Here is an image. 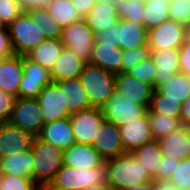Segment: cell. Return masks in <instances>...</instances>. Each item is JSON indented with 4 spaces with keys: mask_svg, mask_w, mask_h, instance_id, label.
Returning a JSON list of instances; mask_svg holds the SVG:
<instances>
[{
    "mask_svg": "<svg viewBox=\"0 0 190 190\" xmlns=\"http://www.w3.org/2000/svg\"><path fill=\"white\" fill-rule=\"evenodd\" d=\"M107 184L113 190H124L138 184L154 183L153 178L143 168L132 153L105 160Z\"/></svg>",
    "mask_w": 190,
    "mask_h": 190,
    "instance_id": "obj_1",
    "label": "cell"
},
{
    "mask_svg": "<svg viewBox=\"0 0 190 190\" xmlns=\"http://www.w3.org/2000/svg\"><path fill=\"white\" fill-rule=\"evenodd\" d=\"M107 184L105 161L92 169L73 168L62 165L47 190H83L89 186Z\"/></svg>",
    "mask_w": 190,
    "mask_h": 190,
    "instance_id": "obj_2",
    "label": "cell"
},
{
    "mask_svg": "<svg viewBox=\"0 0 190 190\" xmlns=\"http://www.w3.org/2000/svg\"><path fill=\"white\" fill-rule=\"evenodd\" d=\"M79 80L93 107L102 108L116 90V74L87 63Z\"/></svg>",
    "mask_w": 190,
    "mask_h": 190,
    "instance_id": "obj_3",
    "label": "cell"
},
{
    "mask_svg": "<svg viewBox=\"0 0 190 190\" xmlns=\"http://www.w3.org/2000/svg\"><path fill=\"white\" fill-rule=\"evenodd\" d=\"M34 154V182L46 188L63 165L64 151L55 145L34 138L31 148Z\"/></svg>",
    "mask_w": 190,
    "mask_h": 190,
    "instance_id": "obj_4",
    "label": "cell"
},
{
    "mask_svg": "<svg viewBox=\"0 0 190 190\" xmlns=\"http://www.w3.org/2000/svg\"><path fill=\"white\" fill-rule=\"evenodd\" d=\"M7 28L13 50L21 56H25L46 39L42 25L34 22L28 13H22Z\"/></svg>",
    "mask_w": 190,
    "mask_h": 190,
    "instance_id": "obj_5",
    "label": "cell"
},
{
    "mask_svg": "<svg viewBox=\"0 0 190 190\" xmlns=\"http://www.w3.org/2000/svg\"><path fill=\"white\" fill-rule=\"evenodd\" d=\"M105 121L118 127L142 119L148 112L146 106L137 104L116 90L102 107Z\"/></svg>",
    "mask_w": 190,
    "mask_h": 190,
    "instance_id": "obj_6",
    "label": "cell"
},
{
    "mask_svg": "<svg viewBox=\"0 0 190 190\" xmlns=\"http://www.w3.org/2000/svg\"><path fill=\"white\" fill-rule=\"evenodd\" d=\"M94 41L95 34L84 18L62 28L60 42L87 63H89Z\"/></svg>",
    "mask_w": 190,
    "mask_h": 190,
    "instance_id": "obj_7",
    "label": "cell"
},
{
    "mask_svg": "<svg viewBox=\"0 0 190 190\" xmlns=\"http://www.w3.org/2000/svg\"><path fill=\"white\" fill-rule=\"evenodd\" d=\"M8 122L37 137L44 126V119L37 98L16 97Z\"/></svg>",
    "mask_w": 190,
    "mask_h": 190,
    "instance_id": "obj_8",
    "label": "cell"
},
{
    "mask_svg": "<svg viewBox=\"0 0 190 190\" xmlns=\"http://www.w3.org/2000/svg\"><path fill=\"white\" fill-rule=\"evenodd\" d=\"M22 65L24 73L18 89V97L37 98L47 85L53 83L50 70L26 56H22Z\"/></svg>",
    "mask_w": 190,
    "mask_h": 190,
    "instance_id": "obj_9",
    "label": "cell"
},
{
    "mask_svg": "<svg viewBox=\"0 0 190 190\" xmlns=\"http://www.w3.org/2000/svg\"><path fill=\"white\" fill-rule=\"evenodd\" d=\"M76 143L92 145L99 128L105 121L102 108L92 107L69 116Z\"/></svg>",
    "mask_w": 190,
    "mask_h": 190,
    "instance_id": "obj_10",
    "label": "cell"
},
{
    "mask_svg": "<svg viewBox=\"0 0 190 190\" xmlns=\"http://www.w3.org/2000/svg\"><path fill=\"white\" fill-rule=\"evenodd\" d=\"M184 42V25L167 19L148 31L147 46L151 51L179 49Z\"/></svg>",
    "mask_w": 190,
    "mask_h": 190,
    "instance_id": "obj_11",
    "label": "cell"
},
{
    "mask_svg": "<svg viewBox=\"0 0 190 190\" xmlns=\"http://www.w3.org/2000/svg\"><path fill=\"white\" fill-rule=\"evenodd\" d=\"M35 136L9 122L0 123V159L30 150Z\"/></svg>",
    "mask_w": 190,
    "mask_h": 190,
    "instance_id": "obj_12",
    "label": "cell"
},
{
    "mask_svg": "<svg viewBox=\"0 0 190 190\" xmlns=\"http://www.w3.org/2000/svg\"><path fill=\"white\" fill-rule=\"evenodd\" d=\"M104 159L122 156L125 151L122 147L119 127L104 121L91 145Z\"/></svg>",
    "mask_w": 190,
    "mask_h": 190,
    "instance_id": "obj_13",
    "label": "cell"
},
{
    "mask_svg": "<svg viewBox=\"0 0 190 190\" xmlns=\"http://www.w3.org/2000/svg\"><path fill=\"white\" fill-rule=\"evenodd\" d=\"M37 100L40 104L44 124L70 116L63 108L62 92L56 82L47 85L38 95Z\"/></svg>",
    "mask_w": 190,
    "mask_h": 190,
    "instance_id": "obj_14",
    "label": "cell"
},
{
    "mask_svg": "<svg viewBox=\"0 0 190 190\" xmlns=\"http://www.w3.org/2000/svg\"><path fill=\"white\" fill-rule=\"evenodd\" d=\"M62 92L63 108L69 113H76L92 108V104L78 78L56 82Z\"/></svg>",
    "mask_w": 190,
    "mask_h": 190,
    "instance_id": "obj_15",
    "label": "cell"
},
{
    "mask_svg": "<svg viewBox=\"0 0 190 190\" xmlns=\"http://www.w3.org/2000/svg\"><path fill=\"white\" fill-rule=\"evenodd\" d=\"M119 130L125 153H132L146 142L153 140L147 114L138 121L120 126Z\"/></svg>",
    "mask_w": 190,
    "mask_h": 190,
    "instance_id": "obj_16",
    "label": "cell"
},
{
    "mask_svg": "<svg viewBox=\"0 0 190 190\" xmlns=\"http://www.w3.org/2000/svg\"><path fill=\"white\" fill-rule=\"evenodd\" d=\"M37 137L63 151L76 143L69 117L44 124Z\"/></svg>",
    "mask_w": 190,
    "mask_h": 190,
    "instance_id": "obj_17",
    "label": "cell"
},
{
    "mask_svg": "<svg viewBox=\"0 0 190 190\" xmlns=\"http://www.w3.org/2000/svg\"><path fill=\"white\" fill-rule=\"evenodd\" d=\"M153 90L151 86L140 82L139 79L126 72L116 74V91L137 104L149 108Z\"/></svg>",
    "mask_w": 190,
    "mask_h": 190,
    "instance_id": "obj_18",
    "label": "cell"
},
{
    "mask_svg": "<svg viewBox=\"0 0 190 190\" xmlns=\"http://www.w3.org/2000/svg\"><path fill=\"white\" fill-rule=\"evenodd\" d=\"M150 57L157 68L155 89L166 83L171 77L180 73L179 49L151 51Z\"/></svg>",
    "mask_w": 190,
    "mask_h": 190,
    "instance_id": "obj_19",
    "label": "cell"
},
{
    "mask_svg": "<svg viewBox=\"0 0 190 190\" xmlns=\"http://www.w3.org/2000/svg\"><path fill=\"white\" fill-rule=\"evenodd\" d=\"M158 142L163 156L176 160L190 158V127L182 126Z\"/></svg>",
    "mask_w": 190,
    "mask_h": 190,
    "instance_id": "obj_20",
    "label": "cell"
},
{
    "mask_svg": "<svg viewBox=\"0 0 190 190\" xmlns=\"http://www.w3.org/2000/svg\"><path fill=\"white\" fill-rule=\"evenodd\" d=\"M105 160L88 144L75 143L63 153V165L84 170L101 165Z\"/></svg>",
    "mask_w": 190,
    "mask_h": 190,
    "instance_id": "obj_21",
    "label": "cell"
},
{
    "mask_svg": "<svg viewBox=\"0 0 190 190\" xmlns=\"http://www.w3.org/2000/svg\"><path fill=\"white\" fill-rule=\"evenodd\" d=\"M123 50L114 44L94 41L89 63L115 74L122 72Z\"/></svg>",
    "mask_w": 190,
    "mask_h": 190,
    "instance_id": "obj_22",
    "label": "cell"
},
{
    "mask_svg": "<svg viewBox=\"0 0 190 190\" xmlns=\"http://www.w3.org/2000/svg\"><path fill=\"white\" fill-rule=\"evenodd\" d=\"M23 73L21 55L15 54L0 59V90L18 97V89Z\"/></svg>",
    "mask_w": 190,
    "mask_h": 190,
    "instance_id": "obj_23",
    "label": "cell"
},
{
    "mask_svg": "<svg viewBox=\"0 0 190 190\" xmlns=\"http://www.w3.org/2000/svg\"><path fill=\"white\" fill-rule=\"evenodd\" d=\"M148 30L143 24L119 19V31H117V41L122 50H134L147 46Z\"/></svg>",
    "mask_w": 190,
    "mask_h": 190,
    "instance_id": "obj_24",
    "label": "cell"
},
{
    "mask_svg": "<svg viewBox=\"0 0 190 190\" xmlns=\"http://www.w3.org/2000/svg\"><path fill=\"white\" fill-rule=\"evenodd\" d=\"M86 61L77 57L71 50L63 47L60 57L50 70L53 82L78 78L84 69Z\"/></svg>",
    "mask_w": 190,
    "mask_h": 190,
    "instance_id": "obj_25",
    "label": "cell"
},
{
    "mask_svg": "<svg viewBox=\"0 0 190 190\" xmlns=\"http://www.w3.org/2000/svg\"><path fill=\"white\" fill-rule=\"evenodd\" d=\"M34 154L32 150L20 152L8 158L0 159L2 175H14L34 180Z\"/></svg>",
    "mask_w": 190,
    "mask_h": 190,
    "instance_id": "obj_26",
    "label": "cell"
},
{
    "mask_svg": "<svg viewBox=\"0 0 190 190\" xmlns=\"http://www.w3.org/2000/svg\"><path fill=\"white\" fill-rule=\"evenodd\" d=\"M94 34L119 21L115 4L97 2L84 18Z\"/></svg>",
    "mask_w": 190,
    "mask_h": 190,
    "instance_id": "obj_27",
    "label": "cell"
},
{
    "mask_svg": "<svg viewBox=\"0 0 190 190\" xmlns=\"http://www.w3.org/2000/svg\"><path fill=\"white\" fill-rule=\"evenodd\" d=\"M63 47L60 39L46 38L25 56L42 67L51 70L56 60L60 57Z\"/></svg>",
    "mask_w": 190,
    "mask_h": 190,
    "instance_id": "obj_28",
    "label": "cell"
},
{
    "mask_svg": "<svg viewBox=\"0 0 190 190\" xmlns=\"http://www.w3.org/2000/svg\"><path fill=\"white\" fill-rule=\"evenodd\" d=\"M147 173L157 181V168L161 164L162 151L158 140H151L132 152Z\"/></svg>",
    "mask_w": 190,
    "mask_h": 190,
    "instance_id": "obj_29",
    "label": "cell"
},
{
    "mask_svg": "<svg viewBox=\"0 0 190 190\" xmlns=\"http://www.w3.org/2000/svg\"><path fill=\"white\" fill-rule=\"evenodd\" d=\"M170 0H147L144 6L143 25L149 31L169 19Z\"/></svg>",
    "mask_w": 190,
    "mask_h": 190,
    "instance_id": "obj_30",
    "label": "cell"
},
{
    "mask_svg": "<svg viewBox=\"0 0 190 190\" xmlns=\"http://www.w3.org/2000/svg\"><path fill=\"white\" fill-rule=\"evenodd\" d=\"M164 98L178 99L181 103L190 95V77L177 73L158 88Z\"/></svg>",
    "mask_w": 190,
    "mask_h": 190,
    "instance_id": "obj_31",
    "label": "cell"
},
{
    "mask_svg": "<svg viewBox=\"0 0 190 190\" xmlns=\"http://www.w3.org/2000/svg\"><path fill=\"white\" fill-rule=\"evenodd\" d=\"M47 11L62 28L82 19L72 0H54Z\"/></svg>",
    "mask_w": 190,
    "mask_h": 190,
    "instance_id": "obj_32",
    "label": "cell"
},
{
    "mask_svg": "<svg viewBox=\"0 0 190 190\" xmlns=\"http://www.w3.org/2000/svg\"><path fill=\"white\" fill-rule=\"evenodd\" d=\"M147 116L155 140H160L183 126L177 117H167L158 113H147Z\"/></svg>",
    "mask_w": 190,
    "mask_h": 190,
    "instance_id": "obj_33",
    "label": "cell"
},
{
    "mask_svg": "<svg viewBox=\"0 0 190 190\" xmlns=\"http://www.w3.org/2000/svg\"><path fill=\"white\" fill-rule=\"evenodd\" d=\"M181 112V102L178 99L164 98L158 90H153L151 104L147 113H158L167 117L179 118Z\"/></svg>",
    "mask_w": 190,
    "mask_h": 190,
    "instance_id": "obj_34",
    "label": "cell"
},
{
    "mask_svg": "<svg viewBox=\"0 0 190 190\" xmlns=\"http://www.w3.org/2000/svg\"><path fill=\"white\" fill-rule=\"evenodd\" d=\"M28 15L34 22L42 25L45 38L60 39L62 27L50 16L47 10H30Z\"/></svg>",
    "mask_w": 190,
    "mask_h": 190,
    "instance_id": "obj_35",
    "label": "cell"
},
{
    "mask_svg": "<svg viewBox=\"0 0 190 190\" xmlns=\"http://www.w3.org/2000/svg\"><path fill=\"white\" fill-rule=\"evenodd\" d=\"M144 0H125L115 4L119 19L143 24Z\"/></svg>",
    "mask_w": 190,
    "mask_h": 190,
    "instance_id": "obj_36",
    "label": "cell"
},
{
    "mask_svg": "<svg viewBox=\"0 0 190 190\" xmlns=\"http://www.w3.org/2000/svg\"><path fill=\"white\" fill-rule=\"evenodd\" d=\"M157 68L151 57L143 60L139 64H135L133 68L126 73L139 79L140 82L148 84L155 90V78Z\"/></svg>",
    "mask_w": 190,
    "mask_h": 190,
    "instance_id": "obj_37",
    "label": "cell"
},
{
    "mask_svg": "<svg viewBox=\"0 0 190 190\" xmlns=\"http://www.w3.org/2000/svg\"><path fill=\"white\" fill-rule=\"evenodd\" d=\"M39 188L32 178L14 175L0 176V190H38Z\"/></svg>",
    "mask_w": 190,
    "mask_h": 190,
    "instance_id": "obj_38",
    "label": "cell"
},
{
    "mask_svg": "<svg viewBox=\"0 0 190 190\" xmlns=\"http://www.w3.org/2000/svg\"><path fill=\"white\" fill-rule=\"evenodd\" d=\"M167 182L181 190L190 188V158L180 160L179 166L174 169L172 176Z\"/></svg>",
    "mask_w": 190,
    "mask_h": 190,
    "instance_id": "obj_39",
    "label": "cell"
},
{
    "mask_svg": "<svg viewBox=\"0 0 190 190\" xmlns=\"http://www.w3.org/2000/svg\"><path fill=\"white\" fill-rule=\"evenodd\" d=\"M169 19L184 26L190 23V0H170Z\"/></svg>",
    "mask_w": 190,
    "mask_h": 190,
    "instance_id": "obj_40",
    "label": "cell"
},
{
    "mask_svg": "<svg viewBox=\"0 0 190 190\" xmlns=\"http://www.w3.org/2000/svg\"><path fill=\"white\" fill-rule=\"evenodd\" d=\"M150 52L148 46H142L134 50H123L122 72L131 70L135 64H139L150 57Z\"/></svg>",
    "mask_w": 190,
    "mask_h": 190,
    "instance_id": "obj_41",
    "label": "cell"
},
{
    "mask_svg": "<svg viewBox=\"0 0 190 190\" xmlns=\"http://www.w3.org/2000/svg\"><path fill=\"white\" fill-rule=\"evenodd\" d=\"M22 13L17 0H0V20L5 26L12 23Z\"/></svg>",
    "mask_w": 190,
    "mask_h": 190,
    "instance_id": "obj_42",
    "label": "cell"
},
{
    "mask_svg": "<svg viewBox=\"0 0 190 190\" xmlns=\"http://www.w3.org/2000/svg\"><path fill=\"white\" fill-rule=\"evenodd\" d=\"M180 164V160L162 156L161 164L157 168V181H167Z\"/></svg>",
    "mask_w": 190,
    "mask_h": 190,
    "instance_id": "obj_43",
    "label": "cell"
},
{
    "mask_svg": "<svg viewBox=\"0 0 190 190\" xmlns=\"http://www.w3.org/2000/svg\"><path fill=\"white\" fill-rule=\"evenodd\" d=\"M16 97L0 90V123L8 122Z\"/></svg>",
    "mask_w": 190,
    "mask_h": 190,
    "instance_id": "obj_44",
    "label": "cell"
},
{
    "mask_svg": "<svg viewBox=\"0 0 190 190\" xmlns=\"http://www.w3.org/2000/svg\"><path fill=\"white\" fill-rule=\"evenodd\" d=\"M117 31H119V21L114 23L108 29L95 33V42L114 44V47H119V41H117Z\"/></svg>",
    "mask_w": 190,
    "mask_h": 190,
    "instance_id": "obj_45",
    "label": "cell"
},
{
    "mask_svg": "<svg viewBox=\"0 0 190 190\" xmlns=\"http://www.w3.org/2000/svg\"><path fill=\"white\" fill-rule=\"evenodd\" d=\"M15 55L7 26L0 30V59Z\"/></svg>",
    "mask_w": 190,
    "mask_h": 190,
    "instance_id": "obj_46",
    "label": "cell"
},
{
    "mask_svg": "<svg viewBox=\"0 0 190 190\" xmlns=\"http://www.w3.org/2000/svg\"><path fill=\"white\" fill-rule=\"evenodd\" d=\"M54 0H17L23 13H28L30 10L41 9L48 10Z\"/></svg>",
    "mask_w": 190,
    "mask_h": 190,
    "instance_id": "obj_47",
    "label": "cell"
},
{
    "mask_svg": "<svg viewBox=\"0 0 190 190\" xmlns=\"http://www.w3.org/2000/svg\"><path fill=\"white\" fill-rule=\"evenodd\" d=\"M180 73L190 77V43H183L179 48Z\"/></svg>",
    "mask_w": 190,
    "mask_h": 190,
    "instance_id": "obj_48",
    "label": "cell"
},
{
    "mask_svg": "<svg viewBox=\"0 0 190 190\" xmlns=\"http://www.w3.org/2000/svg\"><path fill=\"white\" fill-rule=\"evenodd\" d=\"M73 5L76 6L78 14L85 18L90 12L93 6L97 3V0H72Z\"/></svg>",
    "mask_w": 190,
    "mask_h": 190,
    "instance_id": "obj_49",
    "label": "cell"
},
{
    "mask_svg": "<svg viewBox=\"0 0 190 190\" xmlns=\"http://www.w3.org/2000/svg\"><path fill=\"white\" fill-rule=\"evenodd\" d=\"M179 118L183 126L190 127V95L181 103Z\"/></svg>",
    "mask_w": 190,
    "mask_h": 190,
    "instance_id": "obj_50",
    "label": "cell"
},
{
    "mask_svg": "<svg viewBox=\"0 0 190 190\" xmlns=\"http://www.w3.org/2000/svg\"><path fill=\"white\" fill-rule=\"evenodd\" d=\"M153 190H181L167 181H154Z\"/></svg>",
    "mask_w": 190,
    "mask_h": 190,
    "instance_id": "obj_51",
    "label": "cell"
},
{
    "mask_svg": "<svg viewBox=\"0 0 190 190\" xmlns=\"http://www.w3.org/2000/svg\"><path fill=\"white\" fill-rule=\"evenodd\" d=\"M154 183L138 184L137 186L131 187L124 190H153Z\"/></svg>",
    "mask_w": 190,
    "mask_h": 190,
    "instance_id": "obj_52",
    "label": "cell"
},
{
    "mask_svg": "<svg viewBox=\"0 0 190 190\" xmlns=\"http://www.w3.org/2000/svg\"><path fill=\"white\" fill-rule=\"evenodd\" d=\"M83 190H113L108 184H100L96 186H89Z\"/></svg>",
    "mask_w": 190,
    "mask_h": 190,
    "instance_id": "obj_53",
    "label": "cell"
},
{
    "mask_svg": "<svg viewBox=\"0 0 190 190\" xmlns=\"http://www.w3.org/2000/svg\"><path fill=\"white\" fill-rule=\"evenodd\" d=\"M190 43V23L184 26V42Z\"/></svg>",
    "mask_w": 190,
    "mask_h": 190,
    "instance_id": "obj_54",
    "label": "cell"
},
{
    "mask_svg": "<svg viewBox=\"0 0 190 190\" xmlns=\"http://www.w3.org/2000/svg\"><path fill=\"white\" fill-rule=\"evenodd\" d=\"M120 1H125V0H97V2H101L105 4H108V3L116 4L117 2H120Z\"/></svg>",
    "mask_w": 190,
    "mask_h": 190,
    "instance_id": "obj_55",
    "label": "cell"
},
{
    "mask_svg": "<svg viewBox=\"0 0 190 190\" xmlns=\"http://www.w3.org/2000/svg\"><path fill=\"white\" fill-rule=\"evenodd\" d=\"M5 27V25L2 23V21L0 20V30H2Z\"/></svg>",
    "mask_w": 190,
    "mask_h": 190,
    "instance_id": "obj_56",
    "label": "cell"
},
{
    "mask_svg": "<svg viewBox=\"0 0 190 190\" xmlns=\"http://www.w3.org/2000/svg\"><path fill=\"white\" fill-rule=\"evenodd\" d=\"M38 190H47V189H46V188H41V187H40Z\"/></svg>",
    "mask_w": 190,
    "mask_h": 190,
    "instance_id": "obj_57",
    "label": "cell"
}]
</instances>
